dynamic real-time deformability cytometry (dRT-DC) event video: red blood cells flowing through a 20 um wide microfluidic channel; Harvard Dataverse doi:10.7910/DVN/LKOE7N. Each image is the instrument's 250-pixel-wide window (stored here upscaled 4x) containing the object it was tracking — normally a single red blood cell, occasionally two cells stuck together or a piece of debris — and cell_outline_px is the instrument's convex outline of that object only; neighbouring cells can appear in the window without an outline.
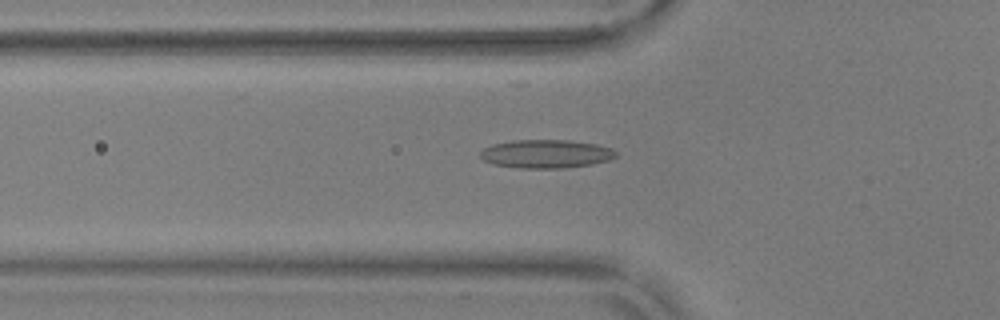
{"species": "common noctule bat (a hibernating species)", "species_latin": "Nyctalus noctula", "temperature_condition": "warm", "stored_images_in_passage": 55, "camera_frame_rate_fps": 3000, "um_per_image_px": 0.085, "animal": {"sex": "male", "body_mass_g": 17.9, "forearm_length_mm": 54.2}, "frame": {"image": 1, "passage_image": 19, "time_ms": 6.0, "image_size_px": [1000, 320], "cell_outline_px": [[616, 156], [608, 160], [592, 164], [560, 168], [520, 168], [492, 164], [484, 160], [480, 156], [480, 152], [484, 148], [492, 144], [512, 140], [568, 140], [596, 144], [612, 148], [616, 152]], "centroid_in_image_um": [46.39, 13.07], "position_along_channel_um": 79.4, "area_um2": 22.43}}
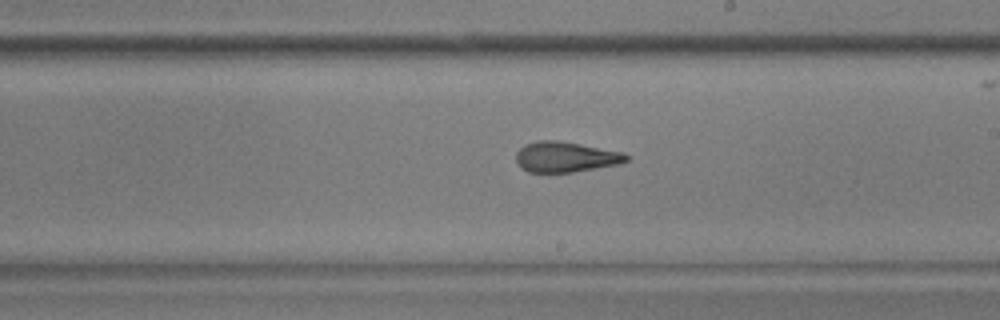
{"frame": {"image": 2, "passage_image": 32, "time_ms": 10.333, "image_size_px": [1000, 320], "cell_outline_px": [[628, 160], [620, 164], [572, 172], [528, 172], [520, 168], [516, 160], [516, 152], [524, 144], [536, 140], [556, 140], [624, 152], [628, 156]], "centroid_in_image_um": [48.04, 13.34], "position_along_channel_um": 241.0, "area_um2": 19.59}}
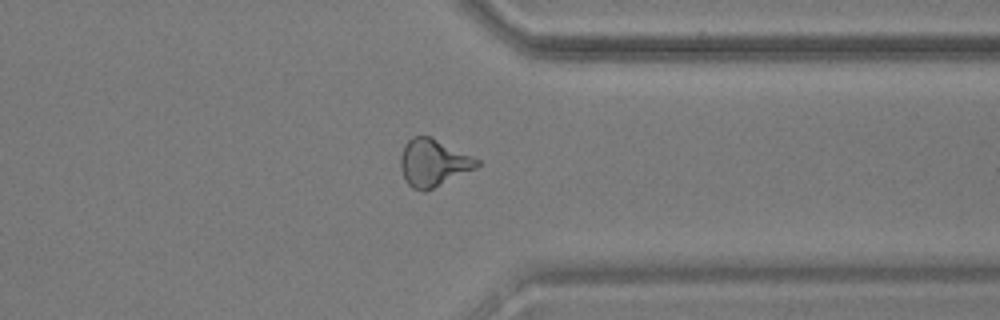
{"frame": {"image": 3, "passage_image": 43, "time_ms": 14.0, "image_size_px": [1000, 320], "cell_outline_px": [[480, 164], [476, 168], [424, 192], [412, 188], [404, 180], [400, 168], [400, 156], [404, 144], [412, 136], [432, 136], [480, 160]], "centroid_in_image_um": [36.8, 13.82], "position_along_channel_um": 374.6, "area_um2": 21.15}, "authors_computed_cell_mechanics": {"area_um2": 20.23, "velocity_mm_per_s": 3.7066, "shape_relaxation_time_tau1_ms": null, "shape_relaxation_time_tau2_ms": 2.0759, "deformation_change_tau1": null, "deformation_change_tau2": 0.1088}}